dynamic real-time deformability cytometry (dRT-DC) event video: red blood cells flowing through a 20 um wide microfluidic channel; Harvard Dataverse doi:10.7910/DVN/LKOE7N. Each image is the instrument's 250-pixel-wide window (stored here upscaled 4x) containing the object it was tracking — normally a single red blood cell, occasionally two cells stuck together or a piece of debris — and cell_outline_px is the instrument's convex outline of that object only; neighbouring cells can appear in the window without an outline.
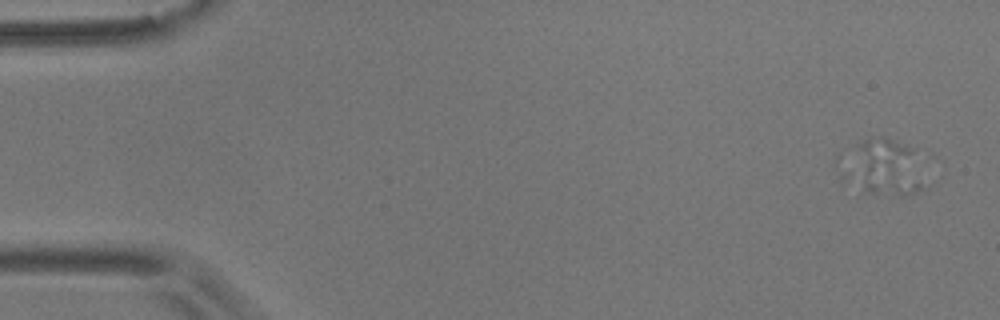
{"species": "common noctule bat (a hibernating species)", "species_latin": "Nyctalus noctula", "temperature_condition": "room temperature", "stored_images_in_passage": 14, "segment_of_instrument_passage": [1, 2], "camera_frame_rate_fps": 3000, "um_per_image_px": 0.085, "animal": {"sex": "male", "body_mass_g": 17.9}, "frame": {"image": 1, "passage_image": 4, "time_ms": 1.0, "image_size_px": [1000, 320], "cell_outline_px": [[928, 188], [916, 192], [900, 196], [864, 192], [856, 180], [856, 144], [864, 140], [880, 136], [884, 136], [916, 148]], "centroid_in_image_um": [75.54, 14.23], "position_along_channel_um": 9.5, "area_um2": 24.62}}